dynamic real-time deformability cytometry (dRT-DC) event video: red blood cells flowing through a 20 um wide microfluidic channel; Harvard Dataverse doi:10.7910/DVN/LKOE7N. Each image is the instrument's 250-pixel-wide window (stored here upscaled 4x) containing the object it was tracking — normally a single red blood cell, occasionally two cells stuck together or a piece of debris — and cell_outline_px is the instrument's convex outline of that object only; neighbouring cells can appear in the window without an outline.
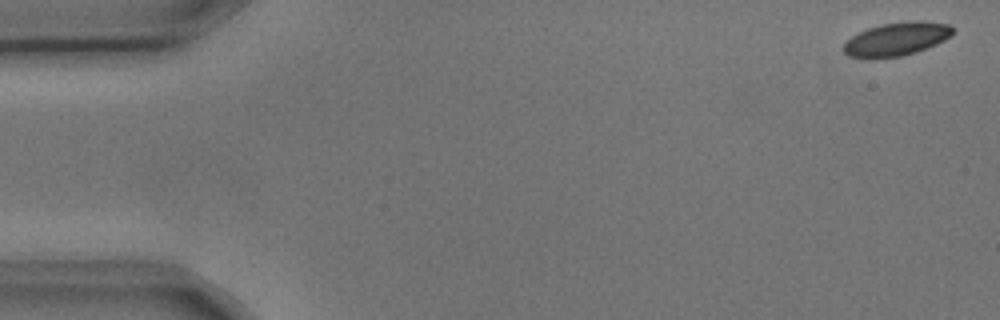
{"species": "common noctule bat (a hibernating species)", "species_latin": "Nyctalus noctula", "temperature_condition": "cold", "stored_images_in_passage": 5, "camera_frame_rate_fps": 3000, "um_per_image_px": 0.085, "animal": {"sex": "male", "body_mass_g": 17.9, "forearm_length_mm": 54.2}, "frame": {"image": 1, "passage_image": 1, "time_ms": 0.0, "image_size_px": [1000, 320], "cell_outline_px": [[952, 32], [944, 40], [936, 44], [916, 52], [900, 56], [848, 56], [844, 52], [844, 44], [852, 36], [868, 28], [880, 24], [912, 20], [920, 20], [948, 24], [952, 28]], "centroid_in_image_um": [76.23, 3.28], "position_along_channel_um": 8.8, "area_um2": 20.58}}
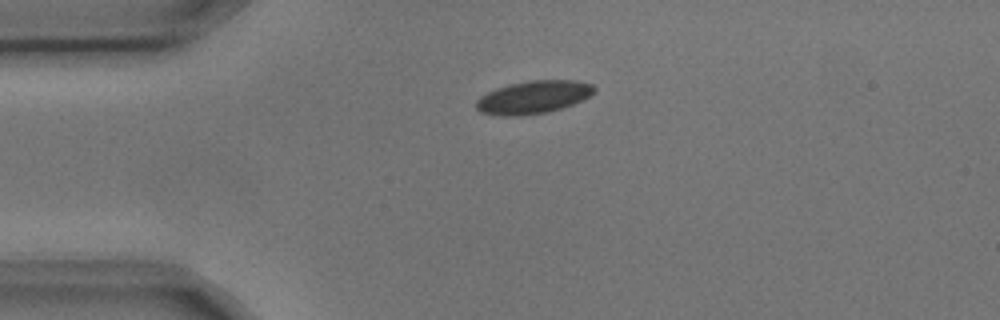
{"frame": {"image": 2, "passage_image": 4, "time_ms": 1.0, "image_size_px": [1000, 320], "cell_outline_px": [[596, 92], [572, 104], [548, 112], [520, 116], [504, 116], [480, 112], [476, 108], [476, 100], [480, 96], [496, 88], [508, 84], [528, 80], [576, 80], [592, 84], [596, 88]], "centroid_in_image_um": [45.32, 8.25], "position_along_channel_um": 39.7, "area_um2": 22.66}}